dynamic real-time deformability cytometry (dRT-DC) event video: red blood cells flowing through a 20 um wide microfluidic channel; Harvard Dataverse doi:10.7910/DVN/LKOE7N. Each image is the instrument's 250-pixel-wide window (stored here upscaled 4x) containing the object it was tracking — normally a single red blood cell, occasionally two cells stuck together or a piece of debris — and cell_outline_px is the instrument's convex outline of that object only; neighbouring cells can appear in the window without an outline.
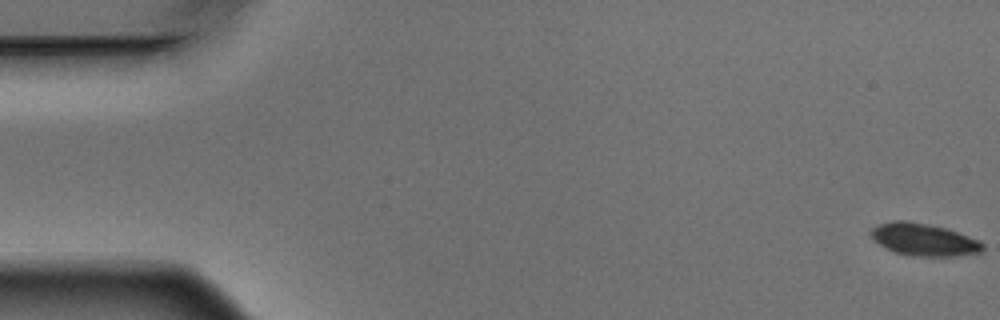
{"species": "Egyptian fruit bat (a non-hibernating species)", "species_latin": "Rousettus aegyptiacus", "temperature_condition": "warm", "stored_images_in_passage": 6, "camera_frame_rate_fps": 3000, "um_per_image_px": 0.085, "animal": {"sex": "male"}, "frame": {"image": 1, "passage_image": 1, "time_ms": 0.0, "image_size_px": [1000, 320], "cell_outline_px": [[984, 248], [980, 252], [956, 256], [912, 256], [896, 252], [884, 248], [872, 240], [868, 232], [876, 224], [892, 220], [908, 220], [948, 228], [980, 240], [984, 244]], "centroid_in_image_um": [78.48, 20.35], "position_along_channel_um": 6.5, "area_um2": 21.56}}
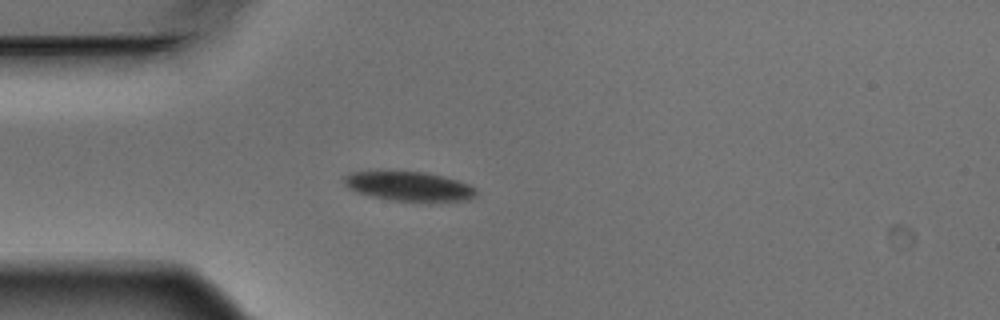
{"frame": {"image": 2, "passage_image": 5, "time_ms": 1.333, "image_size_px": [1000, 320], "cell_outline_px": [[476, 196], [468, 200], [428, 204], [388, 200], [356, 192], [348, 188], [344, 184], [344, 176], [352, 172], [372, 168], [388, 168], [428, 172], [444, 176], [468, 184], [476, 188]], "centroid_in_image_um": [34.73, 15.81], "position_along_channel_um": 50.3, "area_um2": 24.62}}